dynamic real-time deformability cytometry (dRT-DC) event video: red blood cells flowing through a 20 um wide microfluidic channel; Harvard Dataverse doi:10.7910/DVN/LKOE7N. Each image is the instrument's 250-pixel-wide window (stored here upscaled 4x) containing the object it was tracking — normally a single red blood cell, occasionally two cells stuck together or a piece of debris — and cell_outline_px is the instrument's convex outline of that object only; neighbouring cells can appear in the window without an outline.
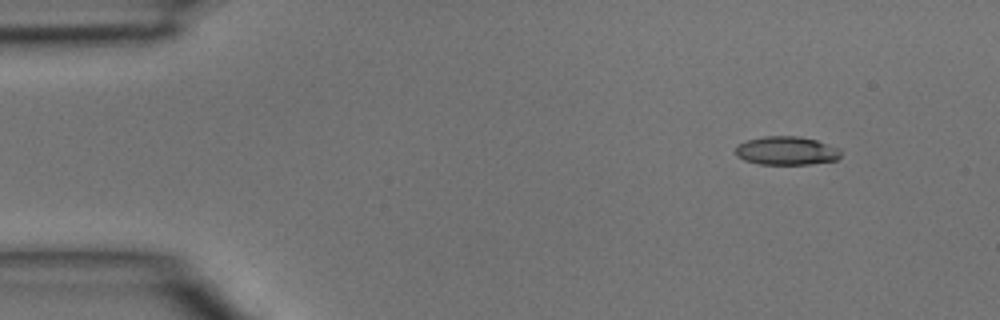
{"species": "common noctule bat (a hibernating species)", "species_latin": "Nyctalus noctula", "temperature_condition": "room temperature", "stored_images_in_passage": 3, "camera_frame_rate_fps": 3000, "um_per_image_px": 0.085, "animal": {"sex": "male", "body_mass_g": 15.6}, "frame": {"image": 1, "passage_image": 1, "time_ms": 0.0, "image_size_px": [1000, 320], "cell_outline_px": [[840, 156], [836, 160], [808, 164], [760, 164], [744, 160], [736, 156], [736, 144], [744, 140], [764, 136], [800, 136], [816, 140], [840, 148]], "centroid_in_image_um": [66.81, 12.8], "position_along_channel_um": 18.2, "area_um2": 17.63}}
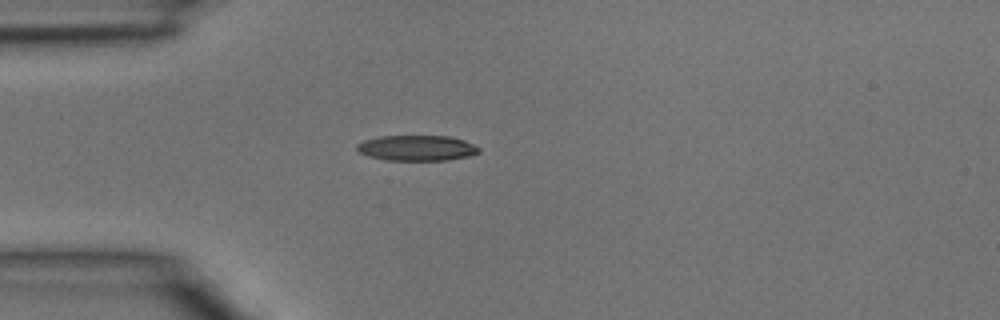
{"frame": {"image": 2, "passage_image": 3, "time_ms": 0.667, "image_size_px": [1000, 320], "cell_outline_px": [[480, 152], [472, 156], [448, 160], [384, 160], [368, 156], [356, 152], [356, 144], [364, 140], [380, 136], [448, 136], [464, 140], [480, 148]], "centroid_in_image_um": [35.41, 12.59], "position_along_channel_um": 49.6, "area_um2": 18.32}}